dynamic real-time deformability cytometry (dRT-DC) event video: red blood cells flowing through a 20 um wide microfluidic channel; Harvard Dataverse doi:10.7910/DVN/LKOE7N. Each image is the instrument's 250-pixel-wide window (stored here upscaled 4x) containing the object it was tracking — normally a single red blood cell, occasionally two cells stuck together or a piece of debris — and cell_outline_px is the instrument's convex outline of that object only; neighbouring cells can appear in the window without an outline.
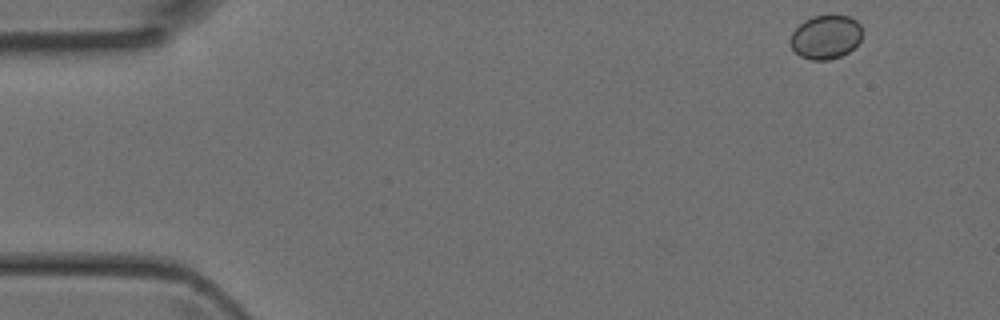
{"species": "Egyptian fruit bat (a non-hibernating species)", "species_latin": "Rousettus aegyptiacus", "temperature_condition": "room temperature", "stored_images_in_passage": 4, "camera_frame_rate_fps": 3000, "um_per_image_px": 0.085, "animal": {"sex": "female"}, "frame": {"image": 1, "passage_image": 1, "time_ms": 0.0, "image_size_px": [1000, 320], "cell_outline_px": [[860, 40], [848, 52], [840, 56], [828, 60], [812, 60], [800, 56], [792, 48], [792, 32], [804, 20], [812, 16], [848, 16], [856, 20], [860, 24]], "centroid_in_image_um": [70.18, 3.15], "position_along_channel_um": 14.8, "area_um2": 17.98}}